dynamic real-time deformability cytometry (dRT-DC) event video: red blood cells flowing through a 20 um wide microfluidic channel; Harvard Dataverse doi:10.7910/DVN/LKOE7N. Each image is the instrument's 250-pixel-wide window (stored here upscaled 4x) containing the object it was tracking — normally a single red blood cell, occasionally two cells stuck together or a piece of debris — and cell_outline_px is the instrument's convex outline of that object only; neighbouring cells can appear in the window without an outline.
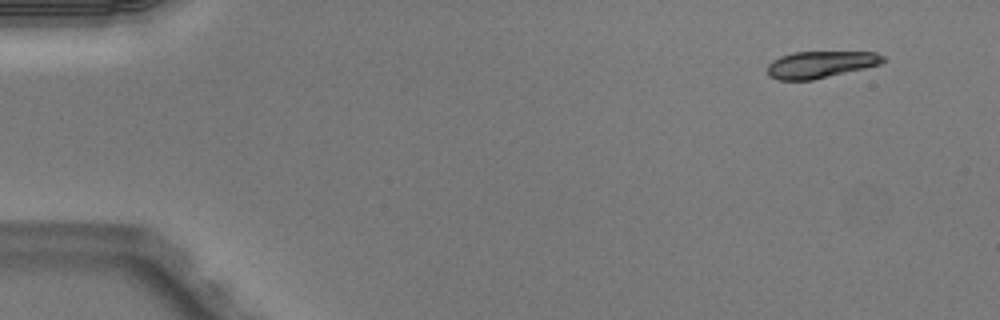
{"species": "Egyptian fruit bat (a non-hibernating species)", "species_latin": "Rousettus aegyptiacus", "temperature_condition": "warm", "stored_images_in_passage": 47, "camera_frame_rate_fps": 3000, "um_per_image_px": 0.085, "animal": {"sex": "male"}, "frame": {"image": 1, "passage_image": 1, "time_ms": 0.0, "image_size_px": [1000, 320], "cell_outline_px": [[884, 60], [880, 64], [864, 68], [812, 80], [776, 80], [768, 76], [768, 64], [772, 60], [780, 56], [792, 52], [876, 52], [884, 56]], "centroid_in_image_um": [69.69, 5.48], "position_along_channel_um": 15.3, "area_um2": 18.03}}
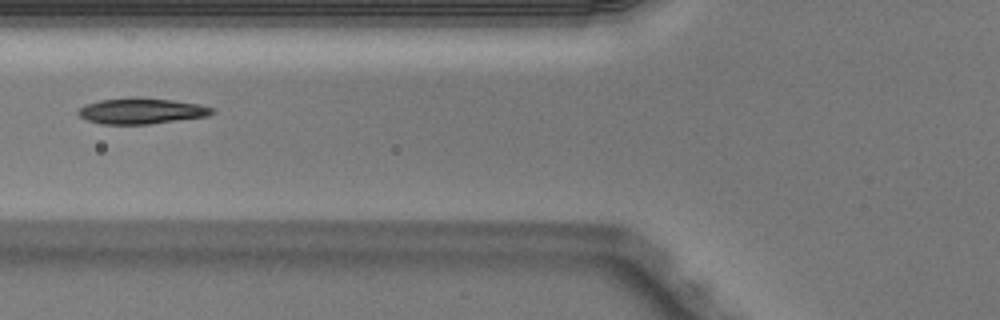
{"frame": {"image": 2, "passage_image": 17, "time_ms": 5.333, "image_size_px": [1000, 320], "cell_outline_px": [[216, 112], [208, 116], [148, 124], [100, 124], [88, 120], [80, 116], [76, 112], [84, 104], [100, 100], [136, 96], [172, 100], [200, 104], [216, 108]], "centroid_in_image_um": [12.04, 9.42], "position_along_channel_um": 113.8, "area_um2": 20.4}}
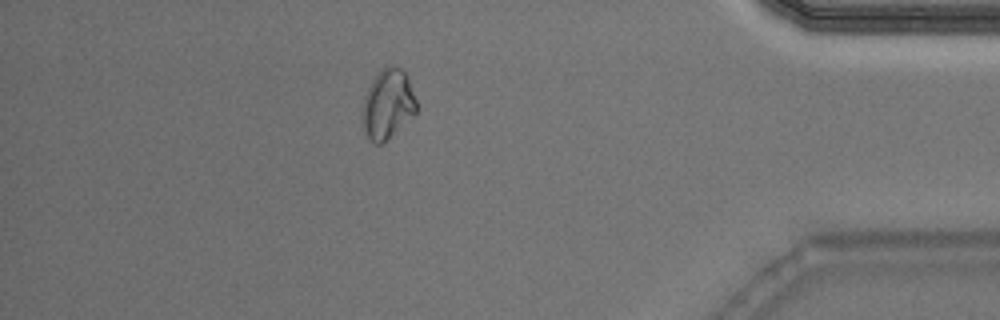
{"frame": {"image": 3, "passage_image": 41, "time_ms": 13.333, "image_size_px": [1000, 320], "cell_outline_px": [[416, 112], [380, 144], [376, 144], [368, 136], [364, 128], [360, 116], [360, 112], [364, 96], [376, 72], [388, 64], [392, 64], [400, 68], [404, 72], [408, 80], [416, 100]], "centroid_in_image_um": [32.91, 8.79], "position_along_channel_um": 402.3, "area_um2": 21.62}, "authors_computed_cell_mechanics": {"area_um2": 19.7098, "velocity_mm_per_s": 4.0525, "shape_relaxation_time_tau1_ms": 2.8913, "shape_relaxation_time_tau2_ms": null, "deformation_change_tau1": 0.119, "deformation_change_tau2": null}}